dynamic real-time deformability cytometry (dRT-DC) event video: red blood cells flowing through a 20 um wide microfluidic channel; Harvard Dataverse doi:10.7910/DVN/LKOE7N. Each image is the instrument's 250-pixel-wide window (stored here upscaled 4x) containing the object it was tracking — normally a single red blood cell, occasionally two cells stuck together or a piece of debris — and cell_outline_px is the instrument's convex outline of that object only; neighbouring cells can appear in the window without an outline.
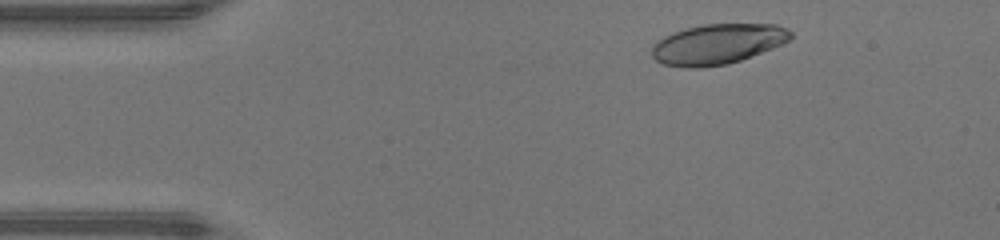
{"species": "human", "species_latin": "Homo sapiens", "temperature_condition": "warm", "stored_images_in_passage": 45, "camera_frame_rate_fps": 3000, "um_per_image_px": 0.085, "donor": {"sex": "male"}, "frame": {"image": 1, "passage_image": 4, "time_ms": 1.0, "image_size_px": [1000, 240], "cell_outline_px": [[792, 36], [788, 40], [772, 48], [740, 60], [728, 64], [700, 68], [684, 68], [664, 64], [656, 60], [652, 56], [652, 44], [664, 36], [672, 32], [704, 24], [776, 24], [788, 28], [792, 32]], "centroid_in_image_um": [60.97, 3.75], "position_along_channel_um": 24.0, "area_um2": 32.54}}
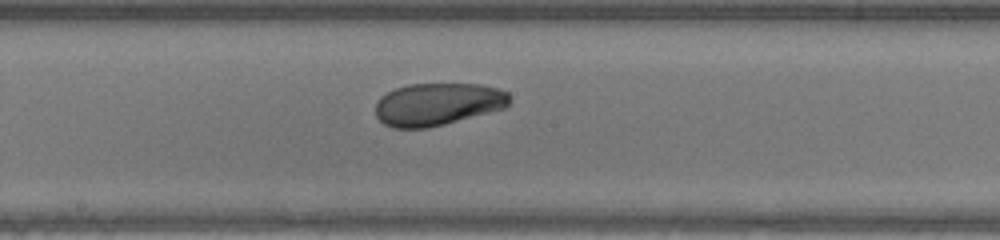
{"frame": {"image": 2, "passage_image": 22, "time_ms": 7.0, "image_size_px": [1000, 240], "cell_outline_px": [[508, 104], [504, 108], [444, 124], [428, 128], [392, 128], [384, 124], [376, 116], [376, 104], [380, 96], [396, 88], [408, 84], [480, 84], [500, 88], [508, 92]], "centroid_in_image_um": [37.17, 8.85], "position_along_channel_um": 211.0, "area_um2": 33.12}}
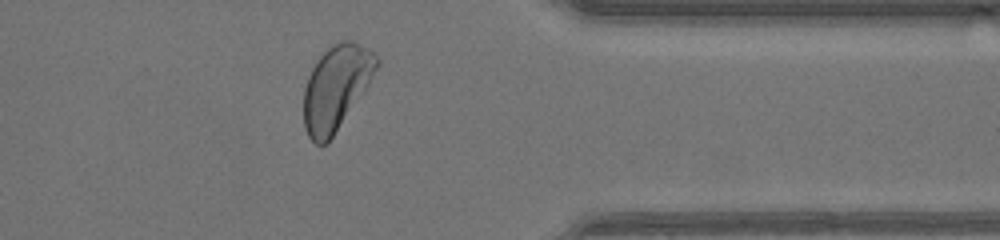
{"frame": {"image": 3, "passage_image": 35, "time_ms": 11.333, "image_size_px": [1000, 240], "cell_outline_px": [[380, 64], [364, 92], [328, 144], [316, 144], [308, 136], [304, 128], [304, 88], [308, 76], [312, 68], [320, 56], [332, 44], [340, 40], [352, 40], [376, 52], [380, 60]], "centroid_in_image_um": [28.6, 7.43], "position_along_channel_um": 382.8, "area_um2": 36.24}, "authors_computed_cell_mechanics": {"area_um2": 34.2754, "velocity_mm_per_s": 4.3119, "shape_relaxation_time_tau1_ms": 3.1226, "shape_relaxation_time_tau2_ms": 2.3845, "deformation_change_tau1": 0.1377, "deformation_change_tau2": 0.07}}